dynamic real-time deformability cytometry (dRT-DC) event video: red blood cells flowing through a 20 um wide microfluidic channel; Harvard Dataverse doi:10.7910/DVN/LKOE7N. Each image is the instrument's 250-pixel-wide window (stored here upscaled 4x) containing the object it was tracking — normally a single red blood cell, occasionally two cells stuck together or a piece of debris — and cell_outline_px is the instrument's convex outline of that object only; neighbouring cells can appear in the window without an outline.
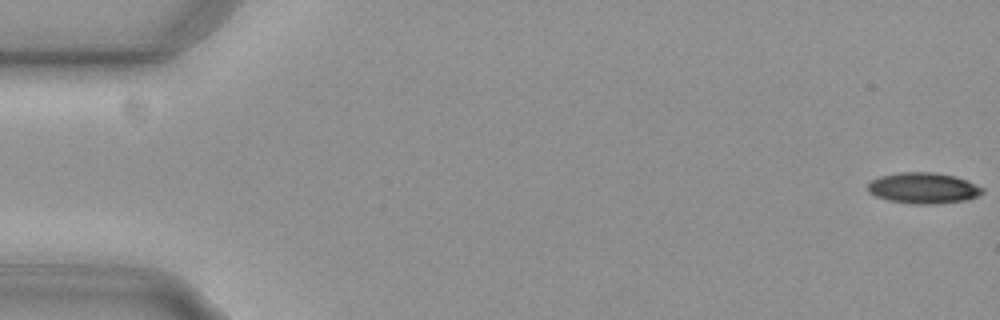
{"species": "common noctule bat (a hibernating species)", "species_latin": "Nyctalus noctula", "temperature_condition": "cold", "stored_images_in_passage": 37, "camera_frame_rate_fps": 3000, "um_per_image_px": 0.085, "animal": {"sex": "female", "body_mass_g": 29.2, "forearm_length_mm": 56.3}, "frame": {"image": 1, "passage_image": 1, "time_ms": 0.0, "image_size_px": [1000, 320], "cell_outline_px": [[984, 192], [976, 196], [964, 200], [936, 204], [912, 204], [888, 200], [876, 196], [868, 192], [868, 184], [872, 180], [880, 176], [900, 172], [936, 172], [956, 176], [984, 188]], "centroid_in_image_um": [78.47, 15.98], "position_along_channel_um": 6.5, "area_um2": 20.63}}
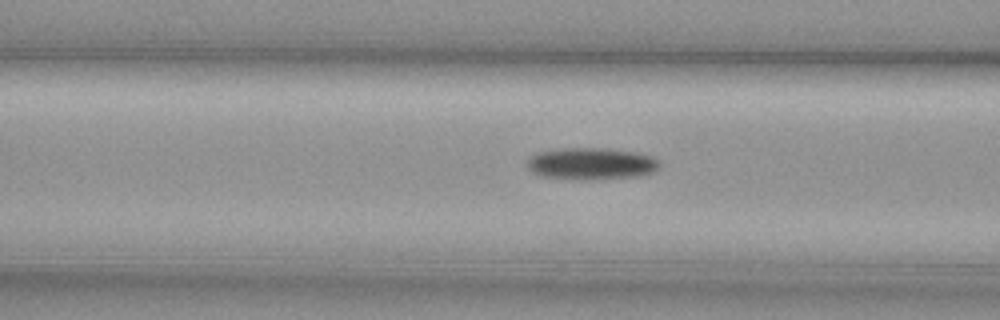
{"frame": {"image": 2, "passage_image": 22, "time_ms": 7.0, "image_size_px": [1000, 320], "cell_outline_px": [[660, 164], [652, 172], [640, 176], [580, 180], [540, 176], [532, 172], [524, 164], [536, 152], [564, 148], [608, 148], [636, 152], [652, 156], [660, 160]], "centroid_in_image_um": [50.23, 13.91], "position_along_channel_um": 116.4, "area_um2": 24.8}}
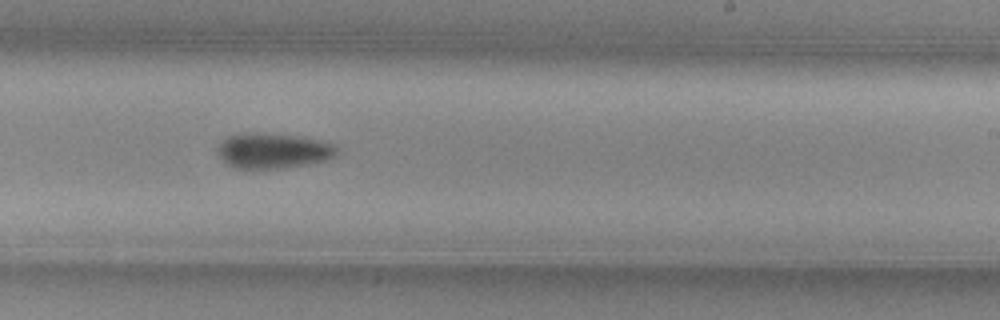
{"frame": {"image": 3, "passage_image": 34, "time_ms": 11.0, "image_size_px": [1000, 320], "cell_outline_px": [[340, 152], [324, 160], [308, 164], [264, 172], [236, 168], [228, 164], [220, 156], [216, 148], [220, 140], [228, 136], [296, 136], [336, 144], [340, 148]], "centroid_in_image_um": [23.24, 12.91], "position_along_channel_um": 265.8, "area_um2": 24.16}}